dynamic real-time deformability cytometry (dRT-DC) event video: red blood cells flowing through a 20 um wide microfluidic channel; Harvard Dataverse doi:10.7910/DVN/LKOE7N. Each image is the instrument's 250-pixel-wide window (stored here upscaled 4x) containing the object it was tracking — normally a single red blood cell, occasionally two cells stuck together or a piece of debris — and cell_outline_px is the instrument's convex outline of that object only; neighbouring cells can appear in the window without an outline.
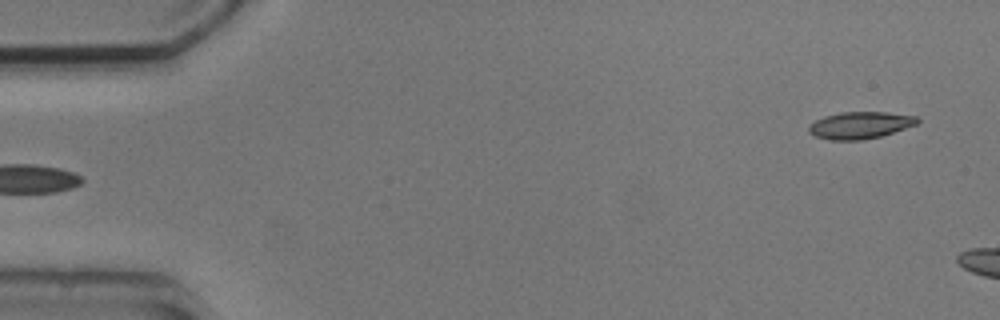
{"species": "common noctule bat (a hibernating species)", "species_latin": "Nyctalus noctula", "temperature_condition": "cold", "stored_images_in_passage": 2, "camera_frame_rate_fps": 3000, "um_per_image_px": 0.085, "animal": {"sex": "male", "body_mass_g": 20.5, "forearm_length_mm": 52.5}, "frame": {"image": 1, "passage_image": 2, "time_ms": 1.0, "image_size_px": [1000, 320], "cell_outline_px": [[920, 120], [916, 124], [880, 136], [864, 140], [828, 140], [816, 136], [808, 132], [808, 124], [824, 116], [840, 112], [888, 112], [916, 116]], "centroid_in_image_um": [73.06, 10.64], "position_along_channel_um": 11.9, "area_um2": 17.05}}